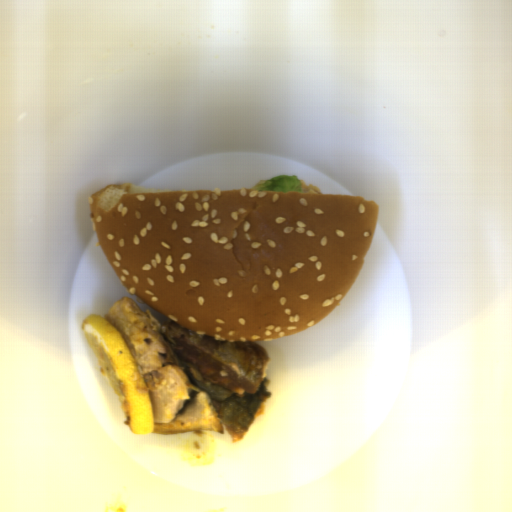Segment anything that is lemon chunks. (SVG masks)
<instances>
[{
	"label": "lemon chunks",
	"instance_id": "e0be4373",
	"mask_svg": "<svg viewBox=\"0 0 512 512\" xmlns=\"http://www.w3.org/2000/svg\"><path fill=\"white\" fill-rule=\"evenodd\" d=\"M82 327L119 397L130 431L151 434L155 421L149 388L121 333L96 313L85 316Z\"/></svg>",
	"mask_w": 512,
	"mask_h": 512
}]
</instances>
